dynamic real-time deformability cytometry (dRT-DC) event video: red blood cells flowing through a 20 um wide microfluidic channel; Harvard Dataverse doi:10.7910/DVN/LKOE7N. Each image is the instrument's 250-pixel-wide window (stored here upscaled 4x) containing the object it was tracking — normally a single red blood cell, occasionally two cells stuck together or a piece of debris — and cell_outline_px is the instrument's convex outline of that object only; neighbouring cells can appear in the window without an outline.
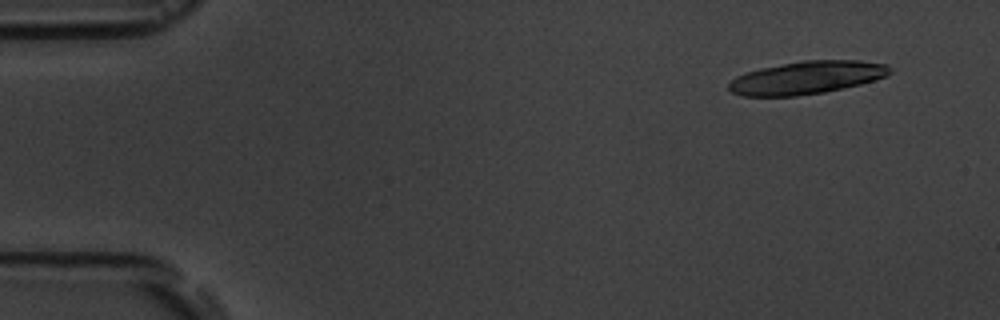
{"species": "common noctule bat (a hibernating species)", "species_latin": "Nyctalus noctula", "temperature_condition": "room temperature", "stored_images_in_passage": 16, "camera_frame_rate_fps": 3000, "um_per_image_px": 0.085, "animal": {"sex": "male", "body_mass_g": 19.5, "forearm_length_mm": 54.6}, "frame": {"image": 1, "passage_image": 2, "time_ms": 1.333, "image_size_px": [1000, 320], "cell_outline_px": [[892, 72], [888, 76], [876, 80], [844, 88], [824, 92], [796, 96], [744, 96], [732, 92], [728, 88], [728, 84], [736, 76], [744, 72], [760, 68], [804, 60], [860, 60], [888, 64]], "centroid_in_image_um": [68.6, 6.59], "position_along_channel_um": 16.4, "area_um2": 31.04}}
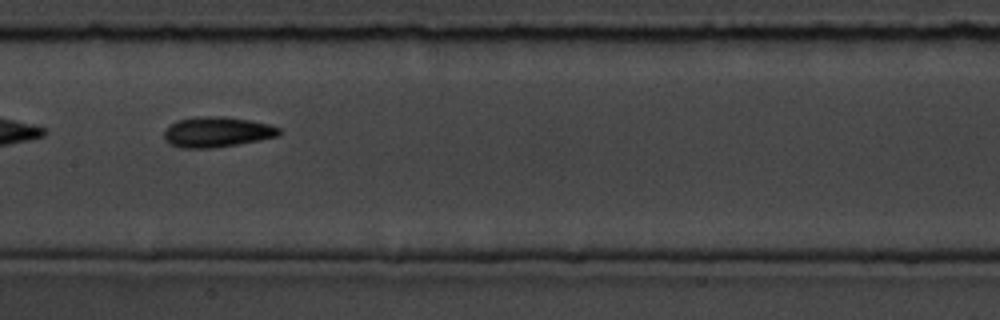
{"frame": {"image": 2, "passage_image": 8, "time_ms": 9.0, "image_size_px": [1000, 320], "cell_outline_px": [[280, 136], [260, 140], [212, 148], [180, 148], [168, 144], [164, 140], [164, 132], [176, 120], [196, 116], [224, 116], [248, 120], [268, 124], [280, 128]], "centroid_in_image_um": [18.42, 11.22], "position_along_channel_um": 189.0, "area_um2": 20.4}}
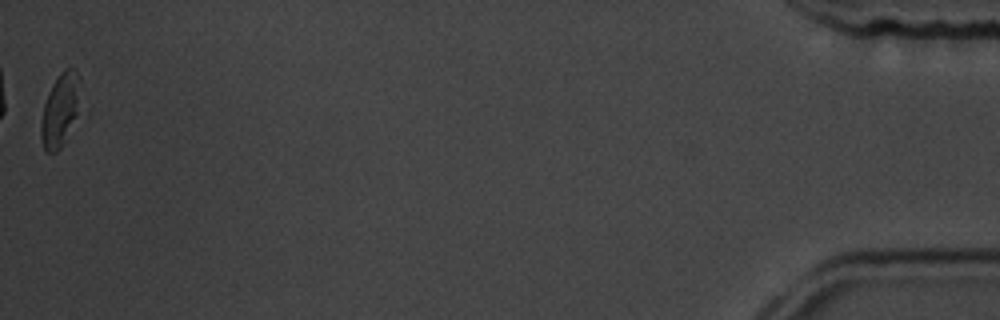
{"frame": {"image": 3, "passage_image": 16, "time_ms": 18.0, "image_size_px": [1000, 320], "cell_outline_px": [[80, 80], [76, 116], [60, 148], [56, 152], [48, 152], [44, 148], [40, 140], [40, 124], [44, 104], [48, 92], [52, 84], [60, 72], [64, 68], [76, 68]], "centroid_in_image_um": [5.07, 9.31], "position_along_channel_um": 430.1, "area_um2": 16.47}, "authors_computed_cell_mechanics": {"area_um2": 19.0162, "velocity_mm_per_s": 3.765, "shape_relaxation_time_tau1_ms": 2.7569, "shape_relaxation_time_tau2_ms": 3.4878, "deformation_change_tau1": 0.1103, "deformation_change_tau2": 0.1002}}